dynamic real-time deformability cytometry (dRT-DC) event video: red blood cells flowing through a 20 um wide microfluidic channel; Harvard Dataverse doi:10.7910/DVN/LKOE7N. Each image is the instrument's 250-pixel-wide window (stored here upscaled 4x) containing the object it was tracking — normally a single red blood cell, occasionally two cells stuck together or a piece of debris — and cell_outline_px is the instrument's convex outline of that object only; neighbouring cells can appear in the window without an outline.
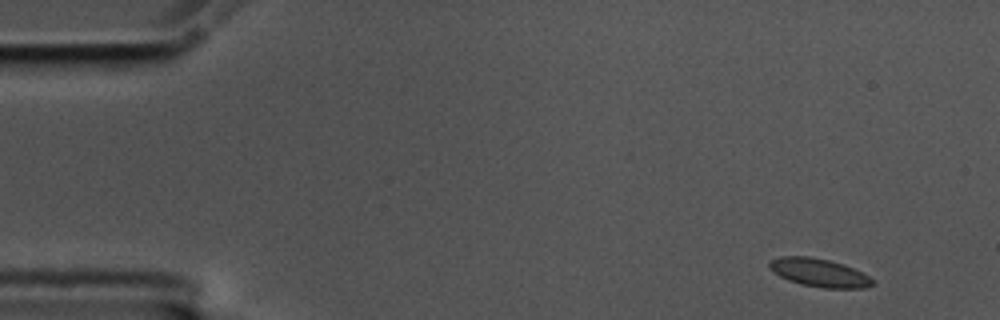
{"species": "common noctule bat (a hibernating species)", "species_latin": "Nyctalus noctula", "temperature_condition": "cold", "stored_images_in_passage": 40, "camera_frame_rate_fps": 3000, "um_per_image_px": 0.085, "animal": {"sex": "male", "body_mass_g": 17.5, "forearm_length_mm": 52.3}, "frame": {"image": 1, "passage_image": 4, "time_ms": 1.0, "image_size_px": [1000, 320], "cell_outline_px": [[876, 284], [864, 288], [824, 288], [800, 284], [788, 280], [780, 276], [768, 268], [768, 260], [780, 256], [808, 256], [828, 260], [844, 264], [868, 276]], "centroid_in_image_um": [69.58, 23.17], "position_along_channel_um": 15.4, "area_um2": 16.99}}
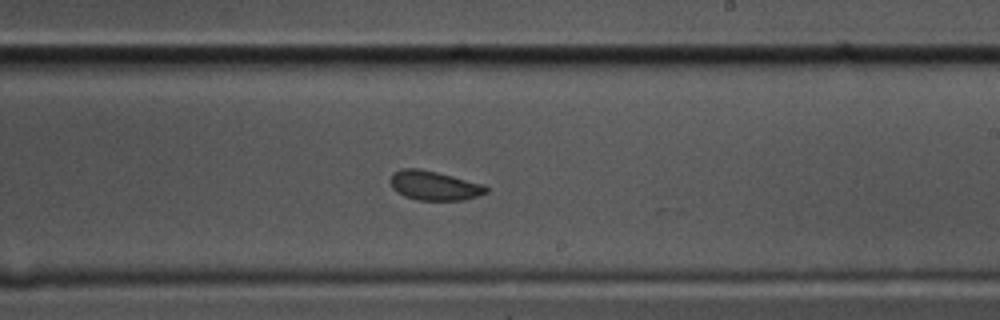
{"frame": {"image": 2, "passage_image": 34, "time_ms": 11.0, "image_size_px": [1000, 320], "cell_outline_px": [[488, 192], [464, 200], [416, 200], [404, 196], [396, 192], [392, 188], [392, 172], [400, 168], [420, 168], [484, 184], [488, 188]], "centroid_in_image_um": [36.89, 15.77], "position_along_channel_um": 252.1, "area_um2": 16.36}}
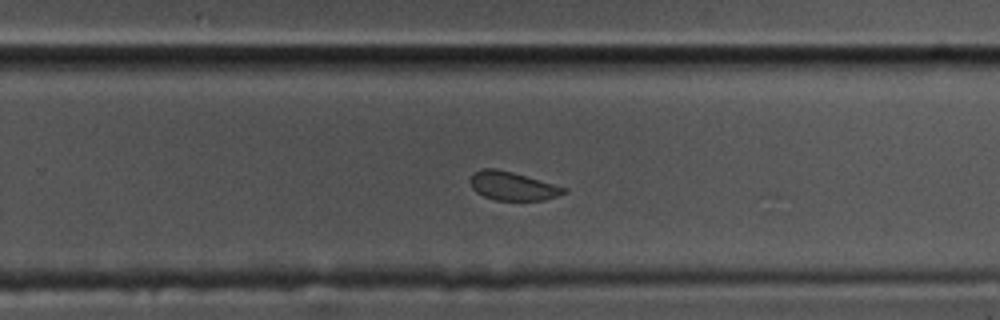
{"frame": {"image": 3, "passage_image": 37, "time_ms": 12.0, "image_size_px": [1000, 320], "cell_outline_px": [[568, 192], [544, 200], [496, 200], [484, 196], [476, 192], [472, 188], [468, 180], [472, 172], [480, 168], [496, 168], [512, 172], [568, 188]], "centroid_in_image_um": [43.52, 15.8], "position_along_channel_um": 286.3, "area_um2": 15.72}}